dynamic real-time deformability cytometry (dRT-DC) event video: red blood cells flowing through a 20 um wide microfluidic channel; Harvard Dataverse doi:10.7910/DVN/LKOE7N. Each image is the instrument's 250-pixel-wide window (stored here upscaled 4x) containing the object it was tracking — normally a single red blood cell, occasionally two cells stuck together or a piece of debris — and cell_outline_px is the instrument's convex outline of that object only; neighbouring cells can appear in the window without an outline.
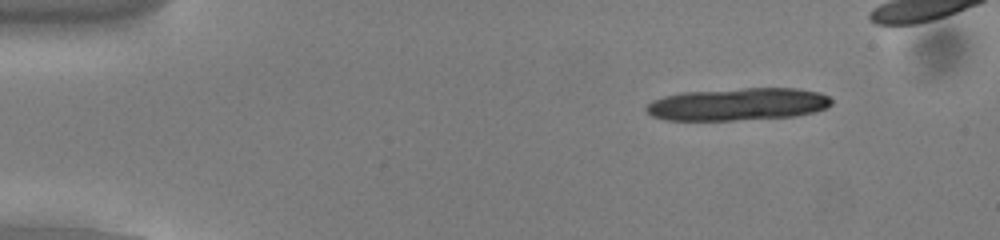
{"species": "common noctule bat (a hibernating species)", "species_latin": "Nyctalus noctula", "temperature_condition": "cold", "stored_images_in_passage": 17, "camera_frame_rate_fps": 3000, "um_per_image_px": 0.085, "animal": {"sex": "male", "body_mass_g": 13.0, "forearm_length_mm": 53.1}, "frame": {"image": 1, "passage_image": 6, "time_ms": 1.667, "image_size_px": [1000, 240], "cell_outline_px": [[832, 104], [828, 108], [816, 112], [796, 116], [736, 120], [664, 120], [652, 116], [644, 108], [652, 100], [664, 96], [680, 92], [744, 88], [800, 88], [820, 92], [828, 96], [832, 100]], "centroid_in_image_um": [62.75, 8.85], "position_along_channel_um": 22.3, "area_um2": 35.49}}